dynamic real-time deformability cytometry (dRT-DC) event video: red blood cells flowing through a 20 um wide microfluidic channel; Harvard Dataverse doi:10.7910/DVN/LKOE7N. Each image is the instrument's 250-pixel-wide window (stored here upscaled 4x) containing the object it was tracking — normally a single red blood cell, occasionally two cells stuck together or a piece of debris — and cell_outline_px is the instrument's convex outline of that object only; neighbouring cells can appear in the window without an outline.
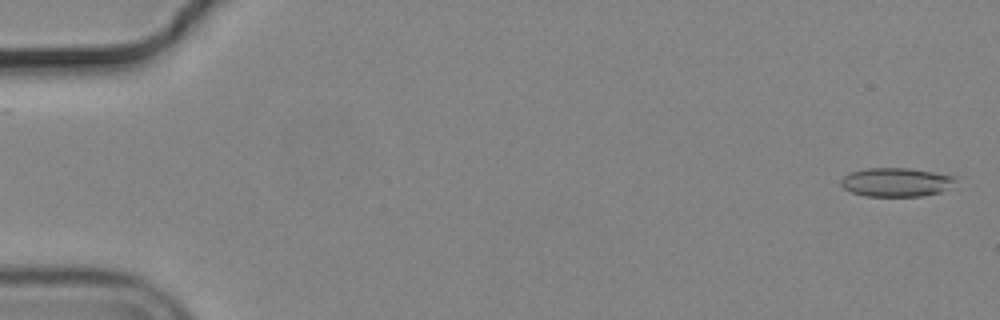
{"species": "common noctule bat (a hibernating species)", "species_latin": "Nyctalus noctula", "temperature_condition": "cold", "stored_images_in_passage": 56, "camera_frame_rate_fps": 3000, "um_per_image_px": 0.085, "animal": {"sex": "male", "body_mass_g": 19.2, "forearm_length_mm": 51.8}, "frame": {"image": 1, "passage_image": 2, "time_ms": 0.333, "image_size_px": [1000, 320], "cell_outline_px": [[960, 176], [956, 180], [940, 192], [924, 196], [864, 196], [852, 192], [844, 188], [840, 184], [840, 180], [844, 176], [852, 172], [864, 168], [908, 168]], "centroid_in_image_um": [76.17, 15.48], "position_along_channel_um": 8.8, "area_um2": 19.25}}
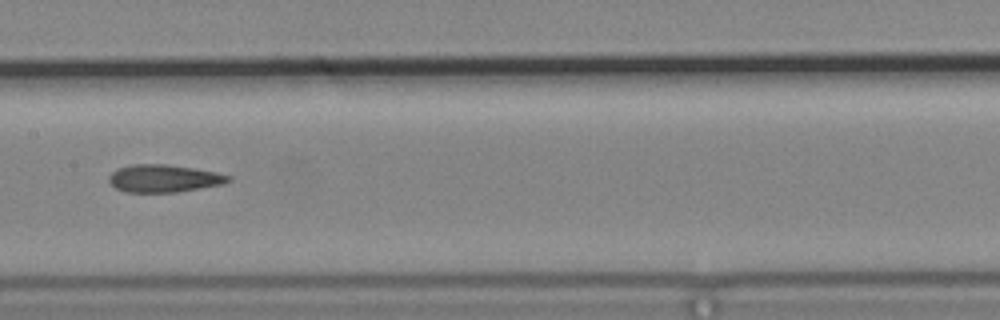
{"frame": {"image": 2, "passage_image": 29, "time_ms": 9.333, "image_size_px": [1000, 320], "cell_outline_px": [[232, 180], [220, 184], [176, 192], [124, 192], [116, 188], [108, 180], [108, 176], [116, 168], [132, 164], [168, 164], [216, 172], [232, 176]], "centroid_in_image_um": [13.89, 15.15], "position_along_channel_um": 193.5, "area_um2": 19.13}}
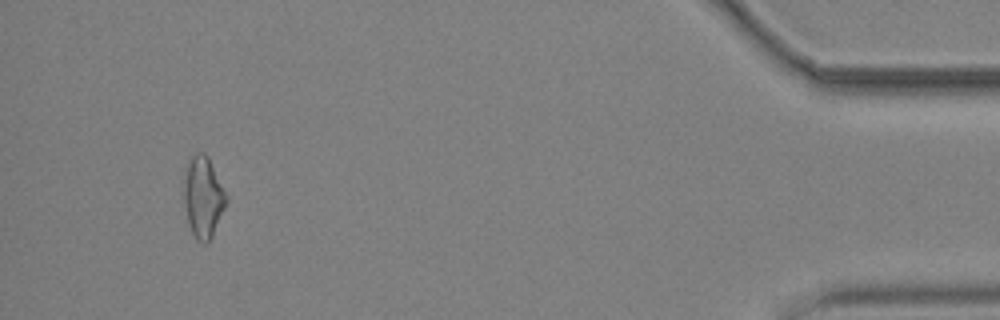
{"frame": {"image": 3, "passage_image": 53, "time_ms": 17.333, "image_size_px": [1000, 320], "cell_outline_px": [[228, 200], [212, 236], [208, 244], [204, 244], [196, 240], [188, 224], [184, 200], [184, 176], [188, 164], [192, 156], [196, 152], [204, 152], [208, 156], [228, 196]], "centroid_in_image_um": [17.28, 16.77], "position_along_channel_um": 417.9, "area_um2": 20.06}, "authors_computed_cell_mechanics": {"area_um2": 19.4208, "velocity_mm_per_s": 3.7025, "shape_relaxation_time_tau1_ms": null, "shape_relaxation_time_tau2_ms": 5.4731, "deformation_change_tau1": null, "deformation_change_tau2": 0.1522}}